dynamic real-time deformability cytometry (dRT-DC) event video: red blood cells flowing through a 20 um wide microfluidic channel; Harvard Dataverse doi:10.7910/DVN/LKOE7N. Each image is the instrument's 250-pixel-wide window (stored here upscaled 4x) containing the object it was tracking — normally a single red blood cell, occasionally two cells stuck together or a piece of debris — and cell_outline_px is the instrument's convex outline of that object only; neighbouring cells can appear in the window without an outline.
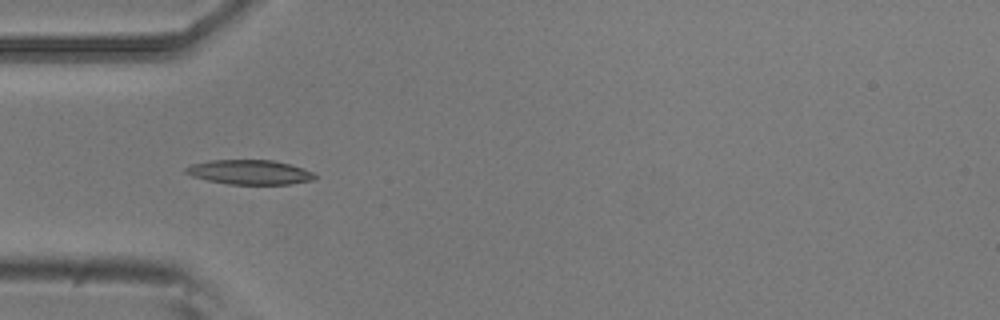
{"species": "common noctule bat (a hibernating species)", "species_latin": "Nyctalus noctula", "temperature_condition": "room temperature", "stored_images_in_passage": 10, "camera_frame_rate_fps": 3000, "um_per_image_px": 0.085, "animal": {"sex": "male", "body_mass_g": 20.5, "forearm_length_mm": 52.5}, "frame": {"image": 1, "passage_image": 4, "time_ms": 1.0, "image_size_px": [1000, 320], "cell_outline_px": [[316, 180], [292, 184], [228, 184], [208, 180], [192, 176], [184, 172], [184, 168], [192, 164], [208, 160], [272, 160], [292, 164], [304, 168], [312, 172], [316, 176]], "centroid_in_image_um": [21.25, 14.63], "position_along_channel_um": 63.7, "area_um2": 18.61}}
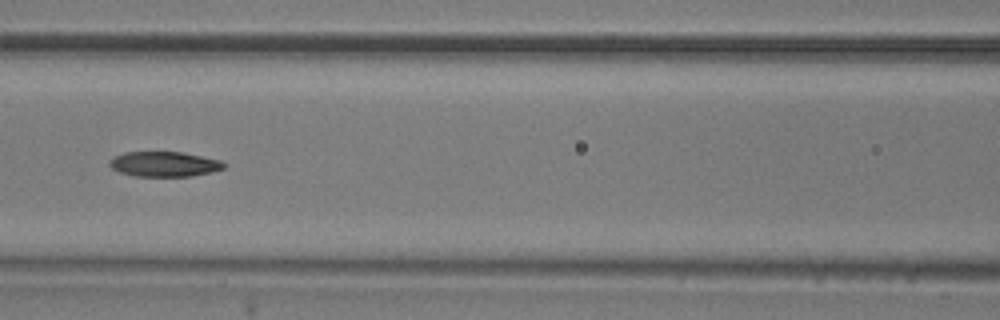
{"frame": {"image": 2, "passage_image": 6, "time_ms": 1.667, "image_size_px": [1000, 320], "cell_outline_px": [[228, 164], [224, 168], [212, 172], [192, 176], [132, 176], [120, 172], [112, 168], [108, 164], [108, 160], [112, 156], [124, 152], [184, 152], [220, 160]], "centroid_in_image_um": [13.95, 13.94], "position_along_channel_um": 152.7, "area_um2": 16.94}}
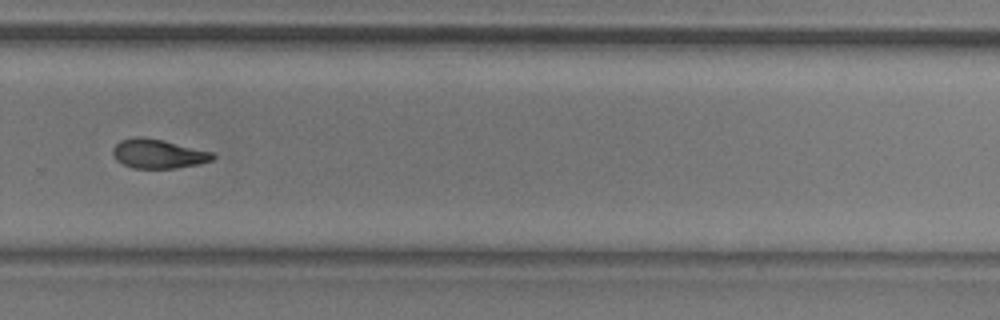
{"frame": {"image": 3, "passage_image": 10, "time_ms": 3.0, "image_size_px": [1000, 320], "cell_outline_px": [[216, 156], [212, 160], [196, 164], [172, 168], [132, 168], [116, 160], [112, 152], [112, 148], [120, 140], [136, 136], [140, 136], [164, 140], [212, 152]], "centroid_in_image_um": [13.41, 13.06], "position_along_channel_um": 316.4, "area_um2": 16.88}}